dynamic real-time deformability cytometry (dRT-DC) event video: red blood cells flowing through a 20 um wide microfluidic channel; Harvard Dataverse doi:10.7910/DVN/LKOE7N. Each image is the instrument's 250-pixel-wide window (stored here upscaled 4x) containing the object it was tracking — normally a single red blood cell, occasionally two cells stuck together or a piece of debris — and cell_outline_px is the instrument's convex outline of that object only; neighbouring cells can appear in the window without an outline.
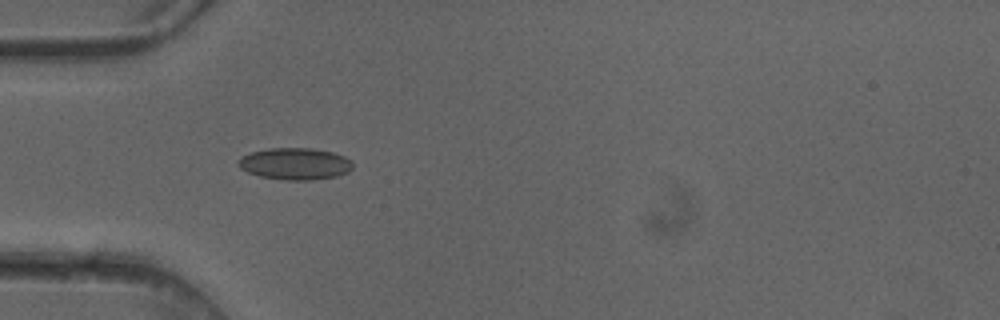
{"species": "common noctule bat (a hibernating species)", "species_latin": "Nyctalus noctula", "temperature_condition": "cold", "stored_images_in_passage": 4, "camera_frame_rate_fps": 3000, "um_per_image_px": 0.085, "animal": {"sex": "female"}, "frame": {"image": 1, "passage_image": 4, "time_ms": 1.0, "image_size_px": [1000, 320], "cell_outline_px": [[352, 168], [348, 172], [336, 176], [312, 180], [288, 180], [260, 176], [248, 172], [240, 168], [236, 164], [240, 156], [252, 152], [268, 148], [312, 148], [332, 152], [344, 156], [352, 160]], "centroid_in_image_um": [25.07, 13.91], "position_along_channel_um": 59.9, "area_um2": 21.27}}